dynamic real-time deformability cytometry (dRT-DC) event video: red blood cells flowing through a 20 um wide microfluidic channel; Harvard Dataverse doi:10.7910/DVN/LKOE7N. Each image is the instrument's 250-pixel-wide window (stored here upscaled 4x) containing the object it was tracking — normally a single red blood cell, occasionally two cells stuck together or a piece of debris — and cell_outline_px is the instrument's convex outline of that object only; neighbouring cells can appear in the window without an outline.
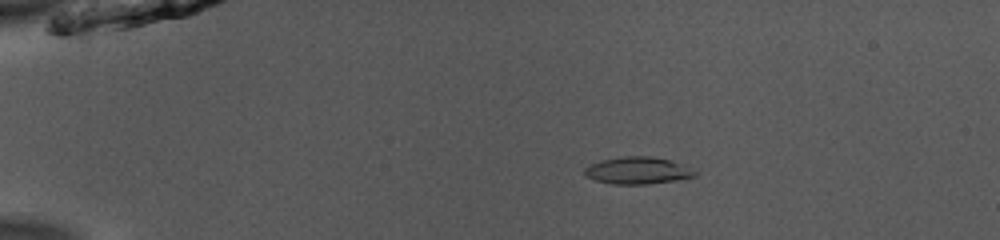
{"species": "common noctule bat (a hibernating species)", "species_latin": "Nyctalus noctula", "temperature_condition": "room temperature", "stored_images_in_passage": 43, "camera_frame_rate_fps": 3000, "um_per_image_px": 0.085, "animal": {"sex": "male", "body_mass_g": 13.0, "forearm_length_mm": 53.1}, "frame": {"image": 1, "passage_image": 2, "time_ms": 0.333, "image_size_px": [1000, 240], "cell_outline_px": [[696, 176], [676, 180], [648, 184], [612, 184], [596, 180], [584, 176], [584, 168], [600, 160], [624, 156], [652, 156], [668, 160], [696, 172]], "centroid_in_image_um": [54.12, 14.5], "position_along_channel_um": 30.9, "area_um2": 17.11}}
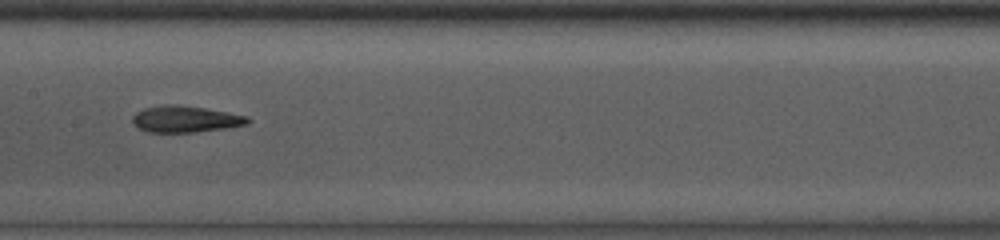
{"frame": {"image": 2, "passage_image": 19, "time_ms": 6.0, "image_size_px": [1000, 240], "cell_outline_px": [[252, 120], [248, 124], [228, 128], [192, 132], [148, 132], [140, 128], [132, 120], [132, 116], [136, 112], [144, 108], [164, 104], [176, 104], [204, 108], [228, 112], [248, 116]], "centroid_in_image_um": [15.8, 10.11], "position_along_channel_um": 191.6, "area_um2": 17.8}}
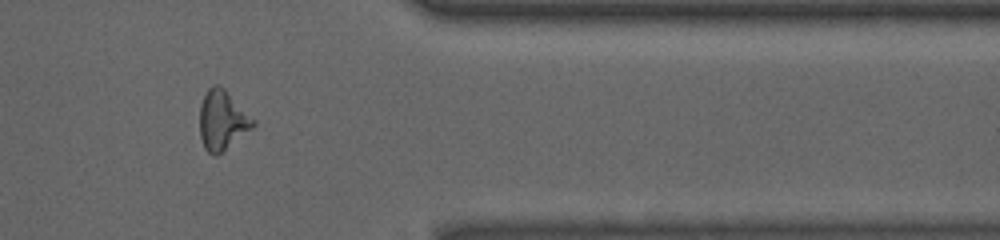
{"frame": {"image": 3, "passage_image": 35, "time_ms": 11.333, "image_size_px": [1000, 240], "cell_outline_px": [[256, 124], [252, 128], [216, 156], [212, 156], [204, 148], [200, 136], [200, 104], [208, 88], [212, 84], [216, 84], [224, 88], [256, 120]], "centroid_in_image_um": [18.89, 10.21], "position_along_channel_um": 392.5, "area_um2": 18.5}, "authors_computed_cell_mechanics": {"area_um2": 17.4556, "velocity_mm_per_s": 3.9751, "shape_relaxation_time_tau1_ms": null, "shape_relaxation_time_tau2_ms": 3.4813, "deformation_change_tau1": null, "deformation_change_tau2": 0.1134}}